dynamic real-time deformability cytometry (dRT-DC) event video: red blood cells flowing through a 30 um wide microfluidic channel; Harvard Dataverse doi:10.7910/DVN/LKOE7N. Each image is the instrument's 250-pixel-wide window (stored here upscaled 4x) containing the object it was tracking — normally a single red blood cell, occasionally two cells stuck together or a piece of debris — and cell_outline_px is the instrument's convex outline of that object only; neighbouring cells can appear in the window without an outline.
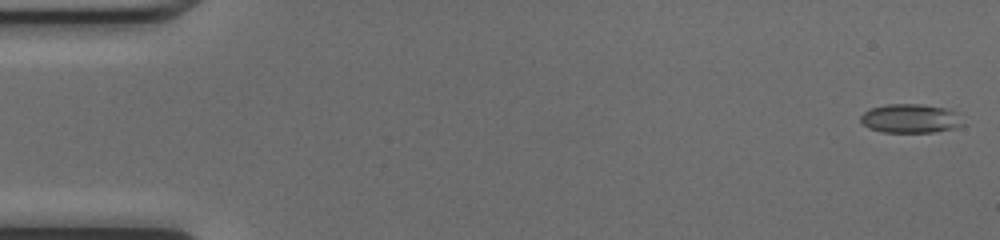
{"species": "common noctule bat (a hibernating species)", "species_latin": "Nyctalus noctula", "temperature_condition": "cold", "stored_images_in_passage": 48, "camera_frame_rate_fps": 3000, "um_per_image_px": 0.085, "animal": {"sex": "female", "body_mass_g": 17.0, "forearm_length_mm": 48.0}, "frame": {"image": 1, "passage_image": 1, "time_ms": 0.0, "image_size_px": [1000, 240], "cell_outline_px": [[964, 124], [952, 128], [932, 132], [880, 132], [868, 128], [860, 120], [860, 116], [864, 112], [872, 108], [888, 104], [920, 104], [944, 108], [956, 112]], "centroid_in_image_um": [77.35, 10.07], "position_along_channel_um": 7.7, "area_um2": 17.05}}
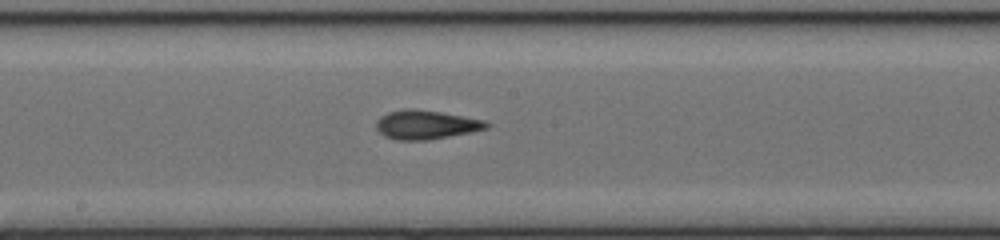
{"frame": {"image": 2, "passage_image": 26, "time_ms": 8.333, "image_size_px": [1000, 240], "cell_outline_px": [[492, 124], [488, 128], [472, 132], [428, 140], [396, 140], [384, 136], [376, 128], [376, 120], [380, 116], [388, 112], [404, 108], [416, 108], [440, 112], [484, 120]], "centroid_in_image_um": [36.2, 10.59], "position_along_channel_um": 212.0, "area_um2": 18.79}}
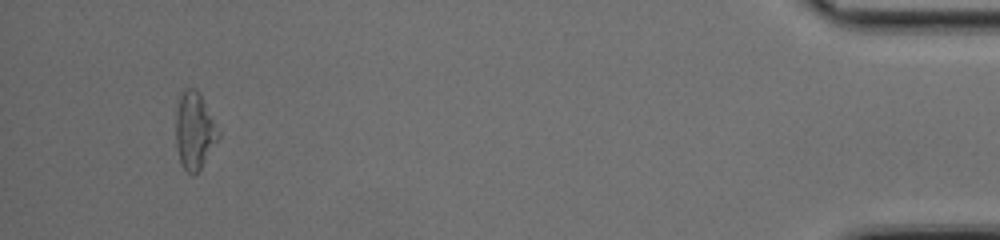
{"frame": {"image": 3, "passage_image": 46, "time_ms": 15.0, "image_size_px": [1000, 240], "cell_outline_px": [[220, 136], [200, 168], [192, 176], [180, 164], [176, 144], [176, 112], [180, 88], [196, 88], [200, 92]], "centroid_in_image_um": [16.48, 11.06], "position_along_channel_um": 418.7, "area_um2": 18.96}, "authors_computed_cell_mechanics": {"area_um2": 17.6579, "velocity_mm_per_s": 4.2691, "shape_relaxation_time_tau1_ms": null, "shape_relaxation_time_tau2_ms": 3.4088, "deformation_change_tau1": null, "deformation_change_tau2": 0.1195}}